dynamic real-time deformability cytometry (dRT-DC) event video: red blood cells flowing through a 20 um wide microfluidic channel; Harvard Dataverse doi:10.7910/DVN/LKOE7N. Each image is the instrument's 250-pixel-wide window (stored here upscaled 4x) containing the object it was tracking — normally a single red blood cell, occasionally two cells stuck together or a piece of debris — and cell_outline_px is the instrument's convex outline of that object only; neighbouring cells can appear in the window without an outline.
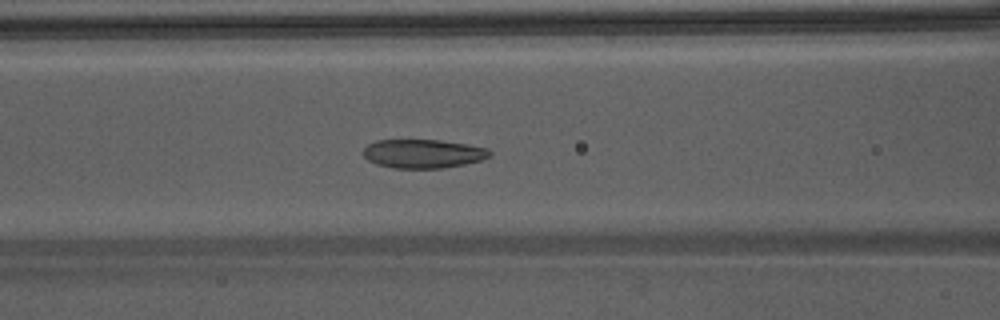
{"species": "Egyptian fruit bat (a non-hibernating species)", "species_latin": "Rousettus aegyptiacus", "temperature_condition": "warm", "stored_images_in_passage": 51, "camera_frame_rate_fps": 3000, "um_per_image_px": 0.085, "animal": {"sex": "male"}, "frame": {"image": 1, "passage_image": 23, "time_ms": 7.333, "image_size_px": [1000, 320], "cell_outline_px": [[492, 156], [480, 160], [464, 164], [440, 168], [392, 168], [376, 164], [368, 160], [364, 156], [364, 148], [368, 144], [376, 140], [440, 140], [468, 144], [488, 148], [492, 152]], "centroid_in_image_um": [35.98, 13.06], "position_along_channel_um": 130.6, "area_um2": 21.27}}
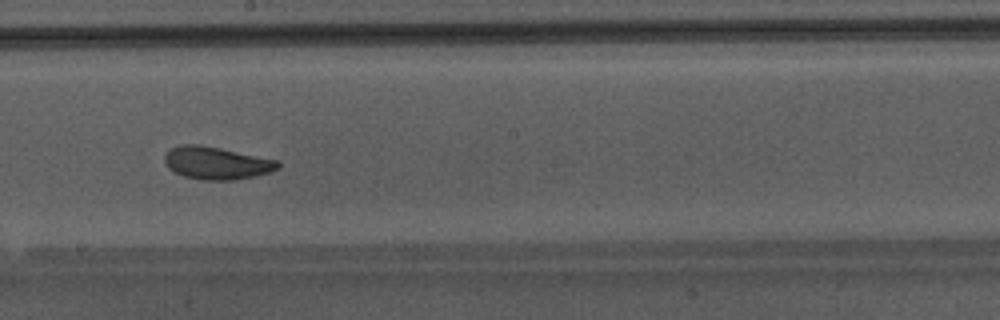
{"frame": {"image": 2, "passage_image": 30, "time_ms": 9.667, "image_size_px": [1000, 320], "cell_outline_px": [[280, 168], [272, 172], [256, 176], [236, 180], [200, 180], [184, 176], [168, 168], [164, 160], [164, 156], [172, 148], [180, 144], [200, 144], [280, 160]], "centroid_in_image_um": [18.46, 13.86], "position_along_channel_um": 229.7, "area_um2": 21.79}}
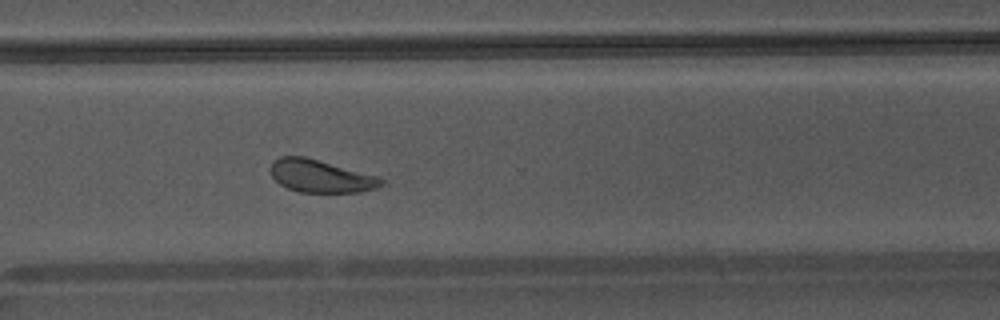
{"frame": {"image": 3, "passage_image": 38, "time_ms": 12.333, "image_size_px": [1000, 320], "cell_outline_px": [[384, 184], [376, 188], [360, 192], [300, 192], [288, 188], [280, 184], [272, 176], [268, 168], [272, 160], [280, 156], [304, 156], [376, 176], [384, 180]], "centroid_in_image_um": [27.2, 14.96], "position_along_channel_um": 343.4, "area_um2": 20.98}}